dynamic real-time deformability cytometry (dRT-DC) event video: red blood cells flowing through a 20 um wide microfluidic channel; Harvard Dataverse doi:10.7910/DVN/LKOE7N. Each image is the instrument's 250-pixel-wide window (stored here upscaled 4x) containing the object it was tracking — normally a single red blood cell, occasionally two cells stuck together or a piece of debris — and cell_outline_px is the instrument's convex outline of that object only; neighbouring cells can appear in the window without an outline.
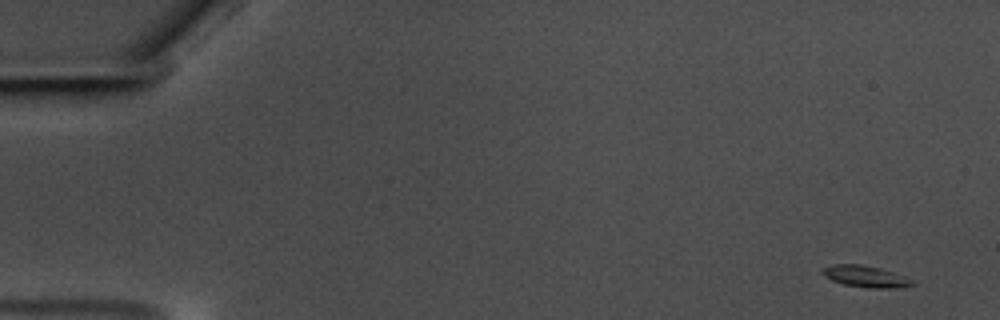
{"species": "common noctule bat (a hibernating species)", "species_latin": "Nyctalus noctula", "temperature_condition": "warm", "stored_images_in_passage": 57, "camera_frame_rate_fps": 3000, "um_per_image_px": 0.085, "animal": {"sex": "male", "body_mass_g": 17.5, "forearm_length_mm": 52.3}, "frame": {"image": 1, "passage_image": 1, "time_ms": 0.0, "image_size_px": [1000, 320], "cell_outline_px": [[916, 284], [904, 288], [868, 288], [844, 284], [832, 280], [824, 276], [820, 272], [824, 268], [836, 264], [860, 264], [880, 268], [916, 280]], "centroid_in_image_um": [73.64, 23.51], "position_along_channel_um": 11.4, "area_um2": 11.39}}
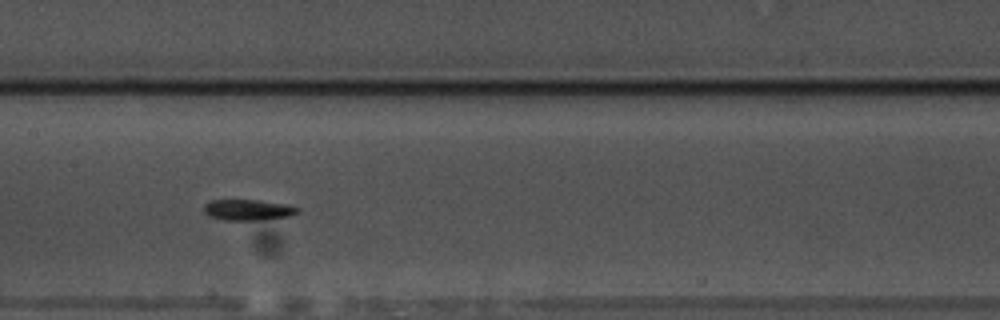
{"frame": {"image": 2, "passage_image": 28, "time_ms": 9.0, "image_size_px": [1000, 320], "cell_outline_px": [[300, 208], [296, 212], [288, 216], [252, 220], [224, 220], [208, 216], [204, 212], [204, 204], [212, 200], [260, 200], [284, 204]], "centroid_in_image_um": [21.01, 17.83], "position_along_channel_um": 186.4, "area_um2": 11.16}}
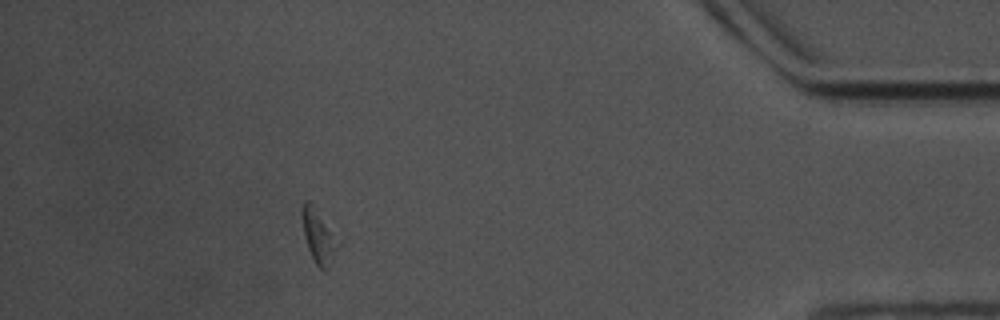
{"frame": {"image": 3, "passage_image": 51, "time_ms": 16.667, "image_size_px": [1000, 320], "cell_outline_px": [[340, 244], [328, 268], [320, 268], [316, 264], [308, 248], [304, 236], [300, 216], [300, 208], [304, 200], [312, 200]], "centroid_in_image_um": [27.03, 19.97], "position_along_channel_um": 408.2, "area_um2": 11.33}, "authors_computed_cell_mechanics": {"area_um2": 11.2132, "velocity_mm_per_s": 3.5341, "shape_relaxation_time_tau1_ms": 5.253, "shape_relaxation_time_tau2_ms": null, "deformation_change_tau1": 0.1657, "deformation_change_tau2": null}}